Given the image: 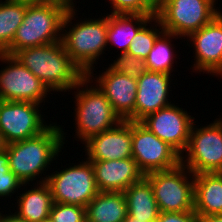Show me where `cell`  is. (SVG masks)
I'll return each mask as SVG.
<instances>
[{"label":"cell","instance_id":"obj_3","mask_svg":"<svg viewBox=\"0 0 222 222\" xmlns=\"http://www.w3.org/2000/svg\"><path fill=\"white\" fill-rule=\"evenodd\" d=\"M55 95L69 92L86 76L71 60L62 41L28 47L13 55Z\"/></svg>","mask_w":222,"mask_h":222},{"label":"cell","instance_id":"obj_32","mask_svg":"<svg viewBox=\"0 0 222 222\" xmlns=\"http://www.w3.org/2000/svg\"><path fill=\"white\" fill-rule=\"evenodd\" d=\"M19 1L27 3L28 5L31 4L56 5L64 7L67 10L76 7L77 3L80 2V1L77 2L76 0H19Z\"/></svg>","mask_w":222,"mask_h":222},{"label":"cell","instance_id":"obj_38","mask_svg":"<svg viewBox=\"0 0 222 222\" xmlns=\"http://www.w3.org/2000/svg\"><path fill=\"white\" fill-rule=\"evenodd\" d=\"M39 222H53V220L50 218V216L48 217V218H46V219H43V220H41V221H39Z\"/></svg>","mask_w":222,"mask_h":222},{"label":"cell","instance_id":"obj_24","mask_svg":"<svg viewBox=\"0 0 222 222\" xmlns=\"http://www.w3.org/2000/svg\"><path fill=\"white\" fill-rule=\"evenodd\" d=\"M177 39L182 40V37L165 31L156 39L153 48L145 59L148 71L166 73L175 76L174 72L177 70L174 69H176L175 64L178 62L176 61L177 57L180 60V57L178 56L179 52L176 50L178 47L173 42H178Z\"/></svg>","mask_w":222,"mask_h":222},{"label":"cell","instance_id":"obj_19","mask_svg":"<svg viewBox=\"0 0 222 222\" xmlns=\"http://www.w3.org/2000/svg\"><path fill=\"white\" fill-rule=\"evenodd\" d=\"M18 195L15 198V206L13 202L11 205L14 207L12 211L19 217L27 222H39L49 217L54 201L46 182L22 184Z\"/></svg>","mask_w":222,"mask_h":222},{"label":"cell","instance_id":"obj_2","mask_svg":"<svg viewBox=\"0 0 222 222\" xmlns=\"http://www.w3.org/2000/svg\"><path fill=\"white\" fill-rule=\"evenodd\" d=\"M77 9L80 10L79 4L67 11L63 20L61 41L71 60L87 75L98 69L95 67L100 64L98 61L102 59L100 62L105 65L103 63L109 60L103 61L106 53L104 51H109L107 50L108 14L104 13L102 16L101 13L98 18L88 15L86 18L83 13L82 17H78L80 11Z\"/></svg>","mask_w":222,"mask_h":222},{"label":"cell","instance_id":"obj_36","mask_svg":"<svg viewBox=\"0 0 222 222\" xmlns=\"http://www.w3.org/2000/svg\"><path fill=\"white\" fill-rule=\"evenodd\" d=\"M156 8H158L165 0H149Z\"/></svg>","mask_w":222,"mask_h":222},{"label":"cell","instance_id":"obj_25","mask_svg":"<svg viewBox=\"0 0 222 222\" xmlns=\"http://www.w3.org/2000/svg\"><path fill=\"white\" fill-rule=\"evenodd\" d=\"M27 6L19 0H0V53L11 45Z\"/></svg>","mask_w":222,"mask_h":222},{"label":"cell","instance_id":"obj_27","mask_svg":"<svg viewBox=\"0 0 222 222\" xmlns=\"http://www.w3.org/2000/svg\"><path fill=\"white\" fill-rule=\"evenodd\" d=\"M8 163L9 156L7 152H0V201L2 199L5 200L4 202H7V199L11 200V197L15 199L14 197L18 195L23 184L18 177L10 171ZM13 195L15 196L13 197Z\"/></svg>","mask_w":222,"mask_h":222},{"label":"cell","instance_id":"obj_33","mask_svg":"<svg viewBox=\"0 0 222 222\" xmlns=\"http://www.w3.org/2000/svg\"><path fill=\"white\" fill-rule=\"evenodd\" d=\"M4 208L0 207V222H27L25 219H22L19 217L15 212H11V209L9 211L6 210V207L2 205ZM2 209V210H1ZM5 210V211H3ZM5 212V214H3ZM7 212V213H6Z\"/></svg>","mask_w":222,"mask_h":222},{"label":"cell","instance_id":"obj_13","mask_svg":"<svg viewBox=\"0 0 222 222\" xmlns=\"http://www.w3.org/2000/svg\"><path fill=\"white\" fill-rule=\"evenodd\" d=\"M188 41V42H187ZM185 45L192 47L191 72L222 78V11L207 25L191 33Z\"/></svg>","mask_w":222,"mask_h":222},{"label":"cell","instance_id":"obj_20","mask_svg":"<svg viewBox=\"0 0 222 222\" xmlns=\"http://www.w3.org/2000/svg\"><path fill=\"white\" fill-rule=\"evenodd\" d=\"M194 212L203 216L222 214V172L194 175Z\"/></svg>","mask_w":222,"mask_h":222},{"label":"cell","instance_id":"obj_30","mask_svg":"<svg viewBox=\"0 0 222 222\" xmlns=\"http://www.w3.org/2000/svg\"><path fill=\"white\" fill-rule=\"evenodd\" d=\"M53 222H87L86 207L54 202L50 210Z\"/></svg>","mask_w":222,"mask_h":222},{"label":"cell","instance_id":"obj_16","mask_svg":"<svg viewBox=\"0 0 222 222\" xmlns=\"http://www.w3.org/2000/svg\"><path fill=\"white\" fill-rule=\"evenodd\" d=\"M82 145L81 155H85L89 161L132 158V121H121L114 128L92 136Z\"/></svg>","mask_w":222,"mask_h":222},{"label":"cell","instance_id":"obj_28","mask_svg":"<svg viewBox=\"0 0 222 222\" xmlns=\"http://www.w3.org/2000/svg\"><path fill=\"white\" fill-rule=\"evenodd\" d=\"M108 65L116 72L138 79L148 70L146 61L128 53H120ZM113 61V62H112Z\"/></svg>","mask_w":222,"mask_h":222},{"label":"cell","instance_id":"obj_21","mask_svg":"<svg viewBox=\"0 0 222 222\" xmlns=\"http://www.w3.org/2000/svg\"><path fill=\"white\" fill-rule=\"evenodd\" d=\"M108 49H120V53H127L132 39L138 30L153 16L141 14H109L108 12ZM114 46V47H113Z\"/></svg>","mask_w":222,"mask_h":222},{"label":"cell","instance_id":"obj_4","mask_svg":"<svg viewBox=\"0 0 222 222\" xmlns=\"http://www.w3.org/2000/svg\"><path fill=\"white\" fill-rule=\"evenodd\" d=\"M72 90L70 93L75 100L72 108L74 140L83 144L92 136L110 130L122 121L105 94L87 75Z\"/></svg>","mask_w":222,"mask_h":222},{"label":"cell","instance_id":"obj_14","mask_svg":"<svg viewBox=\"0 0 222 222\" xmlns=\"http://www.w3.org/2000/svg\"><path fill=\"white\" fill-rule=\"evenodd\" d=\"M175 102L147 115L140 122L182 155L187 149L196 119L192 116V112L189 113Z\"/></svg>","mask_w":222,"mask_h":222},{"label":"cell","instance_id":"obj_18","mask_svg":"<svg viewBox=\"0 0 222 222\" xmlns=\"http://www.w3.org/2000/svg\"><path fill=\"white\" fill-rule=\"evenodd\" d=\"M91 163L96 186L100 192H124L145 177L133 158Z\"/></svg>","mask_w":222,"mask_h":222},{"label":"cell","instance_id":"obj_31","mask_svg":"<svg viewBox=\"0 0 222 222\" xmlns=\"http://www.w3.org/2000/svg\"><path fill=\"white\" fill-rule=\"evenodd\" d=\"M197 214L187 212H160L156 222H196Z\"/></svg>","mask_w":222,"mask_h":222},{"label":"cell","instance_id":"obj_17","mask_svg":"<svg viewBox=\"0 0 222 222\" xmlns=\"http://www.w3.org/2000/svg\"><path fill=\"white\" fill-rule=\"evenodd\" d=\"M173 78L171 74L147 71L137 79L135 121H141L147 115L173 103L174 100L170 98L173 95L171 85L176 82L178 86Z\"/></svg>","mask_w":222,"mask_h":222},{"label":"cell","instance_id":"obj_9","mask_svg":"<svg viewBox=\"0 0 222 222\" xmlns=\"http://www.w3.org/2000/svg\"><path fill=\"white\" fill-rule=\"evenodd\" d=\"M150 182L159 212L194 211V174L187 167L154 171L145 175Z\"/></svg>","mask_w":222,"mask_h":222},{"label":"cell","instance_id":"obj_10","mask_svg":"<svg viewBox=\"0 0 222 222\" xmlns=\"http://www.w3.org/2000/svg\"><path fill=\"white\" fill-rule=\"evenodd\" d=\"M0 63L2 66L5 64L0 69V100L45 105L53 99L49 98L53 93L48 87L13 55L0 53Z\"/></svg>","mask_w":222,"mask_h":222},{"label":"cell","instance_id":"obj_34","mask_svg":"<svg viewBox=\"0 0 222 222\" xmlns=\"http://www.w3.org/2000/svg\"><path fill=\"white\" fill-rule=\"evenodd\" d=\"M196 222H222V214L219 215H197Z\"/></svg>","mask_w":222,"mask_h":222},{"label":"cell","instance_id":"obj_6","mask_svg":"<svg viewBox=\"0 0 222 222\" xmlns=\"http://www.w3.org/2000/svg\"><path fill=\"white\" fill-rule=\"evenodd\" d=\"M81 156L82 159L73 160H80L78 161L80 163L69 162L70 165L66 163L64 167L60 162L59 169L56 168L59 160L57 157L56 165H53L55 171L52 170L53 172L49 173L46 180L54 202L86 207L98 194L92 163Z\"/></svg>","mask_w":222,"mask_h":222},{"label":"cell","instance_id":"obj_1","mask_svg":"<svg viewBox=\"0 0 222 222\" xmlns=\"http://www.w3.org/2000/svg\"><path fill=\"white\" fill-rule=\"evenodd\" d=\"M67 133L65 127L55 120L39 135L7 144L5 151L9 156L10 171L23 184L46 182L53 163L57 157L63 156L64 144L68 142Z\"/></svg>","mask_w":222,"mask_h":222},{"label":"cell","instance_id":"obj_26","mask_svg":"<svg viewBox=\"0 0 222 222\" xmlns=\"http://www.w3.org/2000/svg\"><path fill=\"white\" fill-rule=\"evenodd\" d=\"M164 32L156 16L151 17L136 33L127 51L128 54L146 59L156 39Z\"/></svg>","mask_w":222,"mask_h":222},{"label":"cell","instance_id":"obj_29","mask_svg":"<svg viewBox=\"0 0 222 222\" xmlns=\"http://www.w3.org/2000/svg\"><path fill=\"white\" fill-rule=\"evenodd\" d=\"M110 14L156 15L157 8L149 0H108Z\"/></svg>","mask_w":222,"mask_h":222},{"label":"cell","instance_id":"obj_8","mask_svg":"<svg viewBox=\"0 0 222 222\" xmlns=\"http://www.w3.org/2000/svg\"><path fill=\"white\" fill-rule=\"evenodd\" d=\"M209 0H165L156 11V17L165 32L185 39L207 25L221 12ZM220 8V9H219Z\"/></svg>","mask_w":222,"mask_h":222},{"label":"cell","instance_id":"obj_12","mask_svg":"<svg viewBox=\"0 0 222 222\" xmlns=\"http://www.w3.org/2000/svg\"><path fill=\"white\" fill-rule=\"evenodd\" d=\"M132 158L144 175L171 170L181 164V155L140 121H132Z\"/></svg>","mask_w":222,"mask_h":222},{"label":"cell","instance_id":"obj_5","mask_svg":"<svg viewBox=\"0 0 222 222\" xmlns=\"http://www.w3.org/2000/svg\"><path fill=\"white\" fill-rule=\"evenodd\" d=\"M67 9L56 5L31 4L26 8L23 23L18 27L11 45L3 52L17 51L61 41L63 20Z\"/></svg>","mask_w":222,"mask_h":222},{"label":"cell","instance_id":"obj_7","mask_svg":"<svg viewBox=\"0 0 222 222\" xmlns=\"http://www.w3.org/2000/svg\"><path fill=\"white\" fill-rule=\"evenodd\" d=\"M197 122L192 126L181 164L194 175L222 172V116L204 126Z\"/></svg>","mask_w":222,"mask_h":222},{"label":"cell","instance_id":"obj_35","mask_svg":"<svg viewBox=\"0 0 222 222\" xmlns=\"http://www.w3.org/2000/svg\"><path fill=\"white\" fill-rule=\"evenodd\" d=\"M6 148H7V143L4 139L3 134L0 132V152L5 151Z\"/></svg>","mask_w":222,"mask_h":222},{"label":"cell","instance_id":"obj_15","mask_svg":"<svg viewBox=\"0 0 222 222\" xmlns=\"http://www.w3.org/2000/svg\"><path fill=\"white\" fill-rule=\"evenodd\" d=\"M105 66H101V74L95 71L96 74L89 72L87 76L105 94L122 121H135L137 79L116 72L109 65Z\"/></svg>","mask_w":222,"mask_h":222},{"label":"cell","instance_id":"obj_37","mask_svg":"<svg viewBox=\"0 0 222 222\" xmlns=\"http://www.w3.org/2000/svg\"><path fill=\"white\" fill-rule=\"evenodd\" d=\"M124 222H143V221L136 220L133 217H130V216L127 215V217L124 220Z\"/></svg>","mask_w":222,"mask_h":222},{"label":"cell","instance_id":"obj_23","mask_svg":"<svg viewBox=\"0 0 222 222\" xmlns=\"http://www.w3.org/2000/svg\"><path fill=\"white\" fill-rule=\"evenodd\" d=\"M128 215L124 192H98L86 206L87 222H124Z\"/></svg>","mask_w":222,"mask_h":222},{"label":"cell","instance_id":"obj_22","mask_svg":"<svg viewBox=\"0 0 222 222\" xmlns=\"http://www.w3.org/2000/svg\"><path fill=\"white\" fill-rule=\"evenodd\" d=\"M128 216L143 222H156L159 208L150 182L144 177L124 191Z\"/></svg>","mask_w":222,"mask_h":222},{"label":"cell","instance_id":"obj_11","mask_svg":"<svg viewBox=\"0 0 222 222\" xmlns=\"http://www.w3.org/2000/svg\"><path fill=\"white\" fill-rule=\"evenodd\" d=\"M41 106L48 108L34 102L0 100V132L7 144L37 136L52 124Z\"/></svg>","mask_w":222,"mask_h":222},{"label":"cell","instance_id":"obj_39","mask_svg":"<svg viewBox=\"0 0 222 222\" xmlns=\"http://www.w3.org/2000/svg\"><path fill=\"white\" fill-rule=\"evenodd\" d=\"M209 1H211L216 7L218 6L217 4H218V0H209Z\"/></svg>","mask_w":222,"mask_h":222}]
</instances>
